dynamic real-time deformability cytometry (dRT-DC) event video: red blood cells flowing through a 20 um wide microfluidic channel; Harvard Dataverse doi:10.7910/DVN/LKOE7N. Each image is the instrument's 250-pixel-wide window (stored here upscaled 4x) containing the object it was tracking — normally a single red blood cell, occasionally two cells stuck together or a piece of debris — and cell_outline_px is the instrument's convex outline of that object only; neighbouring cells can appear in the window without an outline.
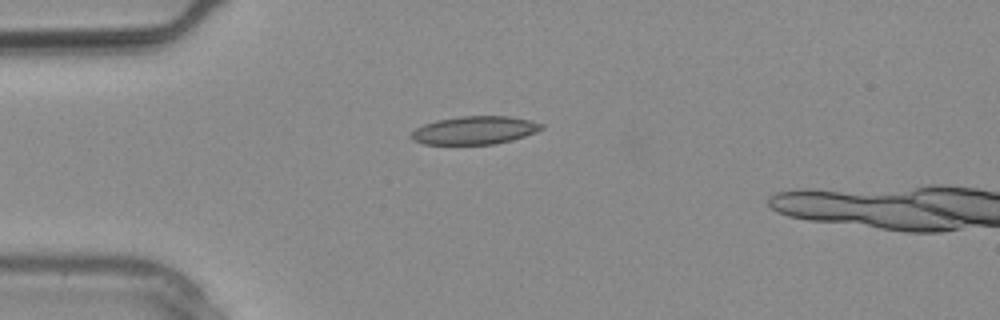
{"species": "common noctule bat (a hibernating species)", "species_latin": "Nyctalus noctula", "temperature_condition": "warm", "stored_images_in_passage": 4, "camera_frame_rate_fps": 3000, "um_per_image_px": 0.085, "animal": {"sex": "male", "body_mass_g": 20.4}, "frame": {"image": 1, "passage_image": 3, "time_ms": 0.667, "image_size_px": [1000, 320], "cell_outline_px": [[544, 128], [536, 132], [512, 140], [496, 144], [424, 144], [412, 140], [412, 132], [416, 128], [424, 124], [436, 120], [460, 116], [508, 116], [532, 120], [544, 124]], "centroid_in_image_um": [40.38, 11.07], "position_along_channel_um": 44.6, "area_um2": 21.39}}